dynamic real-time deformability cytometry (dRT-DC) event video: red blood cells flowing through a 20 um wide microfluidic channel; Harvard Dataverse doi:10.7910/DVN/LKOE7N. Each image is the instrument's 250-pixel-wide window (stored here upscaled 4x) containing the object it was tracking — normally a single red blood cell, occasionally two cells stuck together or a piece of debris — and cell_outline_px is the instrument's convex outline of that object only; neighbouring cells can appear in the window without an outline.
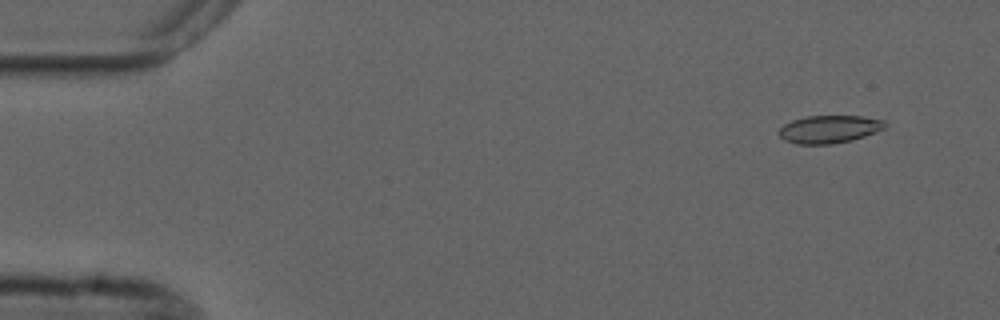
{"species": "common noctule bat (a hibernating species)", "species_latin": "Nyctalus noctula", "temperature_condition": "cold", "stored_images_in_passage": 7, "camera_frame_rate_fps": 3000, "um_per_image_px": 0.085, "animal": {"sex": "male", "forearm_length_mm": 52.5}, "frame": {"image": 1, "passage_image": 2, "time_ms": 1.333, "image_size_px": [1000, 320], "cell_outline_px": [[888, 124], [884, 128], [876, 132], [852, 140], [832, 144], [796, 144], [784, 140], [780, 136], [780, 128], [784, 124], [792, 120], [808, 116], [864, 116], [884, 120]], "centroid_in_image_um": [70.51, 10.98], "position_along_channel_um": 14.5, "area_um2": 17.17}}
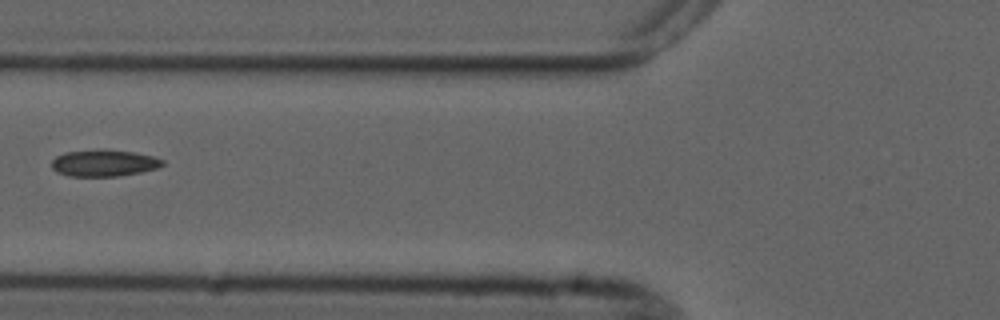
{"frame": {"image": 2, "passage_image": 7, "time_ms": 7.0, "image_size_px": [1000, 320], "cell_outline_px": [[164, 164], [156, 168], [140, 172], [120, 176], [68, 176], [56, 172], [52, 168], [52, 160], [56, 156], [64, 152], [100, 148], [108, 148], [132, 152], [152, 156], [164, 160]], "centroid_in_image_um": [8.8, 13.84], "position_along_channel_um": 117.0, "area_um2": 17.51}}